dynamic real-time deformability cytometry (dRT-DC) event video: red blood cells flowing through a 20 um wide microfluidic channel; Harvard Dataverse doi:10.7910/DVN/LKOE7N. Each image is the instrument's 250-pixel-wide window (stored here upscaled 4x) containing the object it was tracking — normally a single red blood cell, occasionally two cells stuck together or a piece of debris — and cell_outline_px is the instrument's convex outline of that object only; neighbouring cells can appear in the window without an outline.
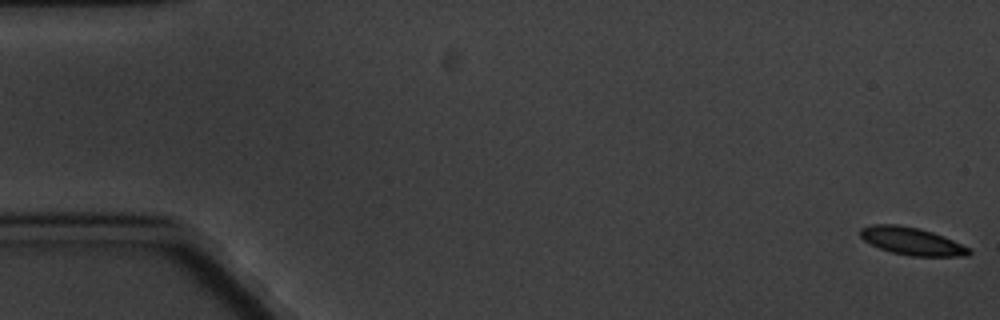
{"species": "common noctule bat (a hibernating species)", "species_latin": "Nyctalus noctula", "temperature_condition": "cold", "stored_images_in_passage": 5, "camera_frame_rate_fps": 3000, "um_per_image_px": 0.085, "animal": {"sex": "male", "body_mass_g": 20.1, "forearm_length_mm": 53.5}, "frame": {"image": 1, "passage_image": 1, "time_ms": 0.0, "image_size_px": [1000, 320], "cell_outline_px": [[972, 252], [968, 256], [912, 256], [892, 252], [880, 248], [864, 240], [860, 236], [860, 228], [872, 224], [896, 224], [920, 228], [944, 236], [968, 248]], "centroid_in_image_um": [77.49, 20.49], "position_along_channel_um": 7.5, "area_um2": 17.34}}
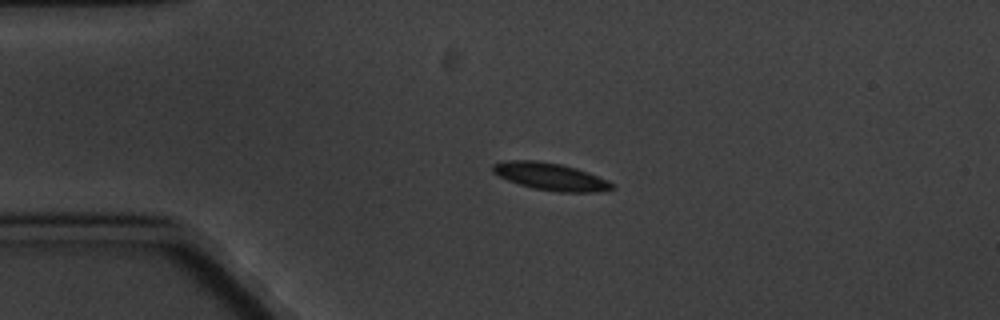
{"frame": {"image": 2, "passage_image": 4, "time_ms": 4.333, "image_size_px": [1000, 320], "cell_outline_px": [[616, 188], [596, 192], [560, 192], [532, 188], [508, 180], [492, 172], [492, 164], [508, 160], [536, 160], [560, 164], [576, 168], [588, 172], [608, 180], [616, 184]], "centroid_in_image_um": [46.83, 15.01], "position_along_channel_um": 38.2, "area_um2": 19.02}}